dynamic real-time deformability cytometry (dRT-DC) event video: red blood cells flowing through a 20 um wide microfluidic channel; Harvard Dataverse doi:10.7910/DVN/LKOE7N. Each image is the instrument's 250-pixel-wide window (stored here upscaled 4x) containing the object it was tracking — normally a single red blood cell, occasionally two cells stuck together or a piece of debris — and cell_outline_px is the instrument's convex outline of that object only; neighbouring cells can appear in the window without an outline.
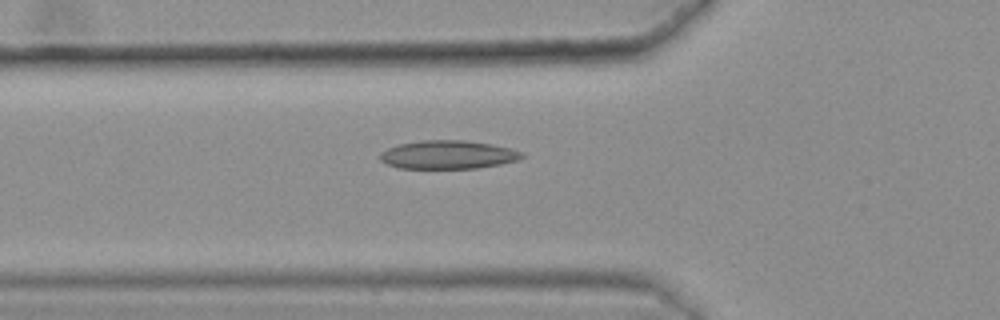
{"species": "common noctule bat (a hibernating species)", "species_latin": "Nyctalus noctula", "temperature_condition": "warm", "stored_images_in_passage": 50, "camera_frame_rate_fps": 3000, "um_per_image_px": 0.085, "animal": {"sex": "female", "body_mass_g": 25.1}, "frame": {"image": 1, "passage_image": 20, "time_ms": 6.333, "image_size_px": [1000, 320], "cell_outline_px": [[524, 156], [520, 160], [500, 164], [476, 168], [400, 168], [388, 164], [380, 160], [380, 152], [388, 148], [400, 144], [420, 140], [464, 140], [492, 144], [512, 148], [524, 152]], "centroid_in_image_um": [38.12, 13.14], "position_along_channel_um": 87.7, "area_um2": 23.58}}
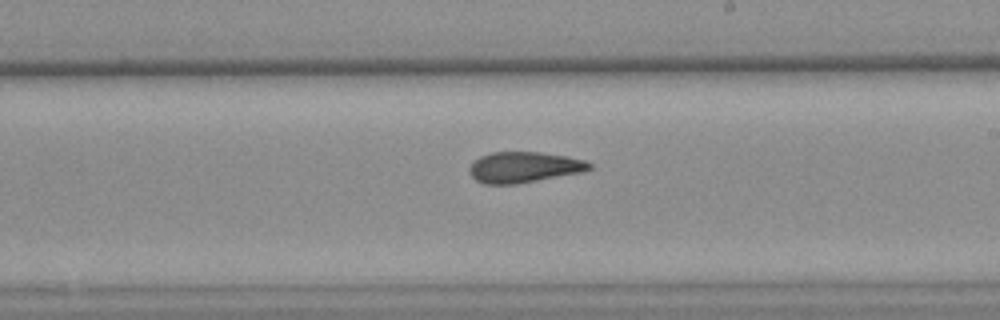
{"frame": {"image": 2, "passage_image": 33, "time_ms": 10.667, "image_size_px": [1000, 320], "cell_outline_px": [[592, 168], [584, 172], [516, 184], [484, 184], [476, 180], [468, 172], [468, 168], [472, 160], [480, 156], [492, 152], [540, 152], [568, 156], [584, 160], [592, 164]], "centroid_in_image_um": [44.52, 14.21], "position_along_channel_um": 244.5, "area_um2": 21.79}}
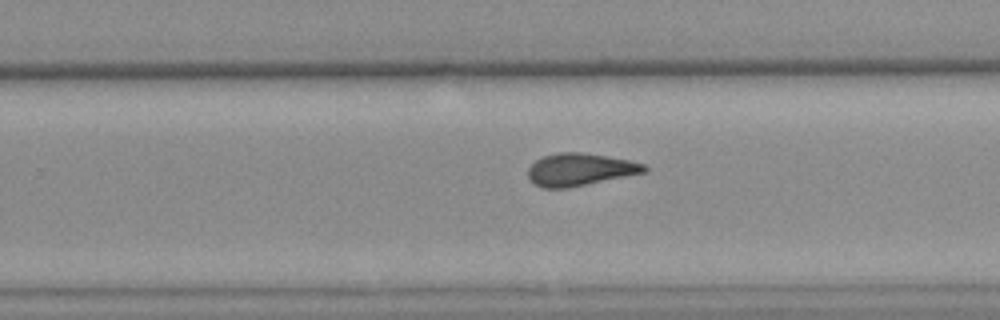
{"frame": {"image": 3, "passage_image": 36, "time_ms": 11.667, "image_size_px": [1000, 320], "cell_outline_px": [[648, 168], [644, 172], [568, 188], [544, 188], [532, 184], [528, 180], [528, 168], [536, 160], [544, 156], [560, 152], [580, 152], [628, 160], [644, 164]], "centroid_in_image_um": [49.22, 14.42], "position_along_channel_um": 280.6, "area_um2": 21.73}, "authors_computed_cell_mechanics": {"area_um2": 22.3108, "velocity_mm_per_s": 3.6153, "shape_relaxation_time_tau1_ms": null, "shape_relaxation_time_tau2_ms": 4.1596, "deformation_change_tau1": null, "deformation_change_tau2": 0.1208}}